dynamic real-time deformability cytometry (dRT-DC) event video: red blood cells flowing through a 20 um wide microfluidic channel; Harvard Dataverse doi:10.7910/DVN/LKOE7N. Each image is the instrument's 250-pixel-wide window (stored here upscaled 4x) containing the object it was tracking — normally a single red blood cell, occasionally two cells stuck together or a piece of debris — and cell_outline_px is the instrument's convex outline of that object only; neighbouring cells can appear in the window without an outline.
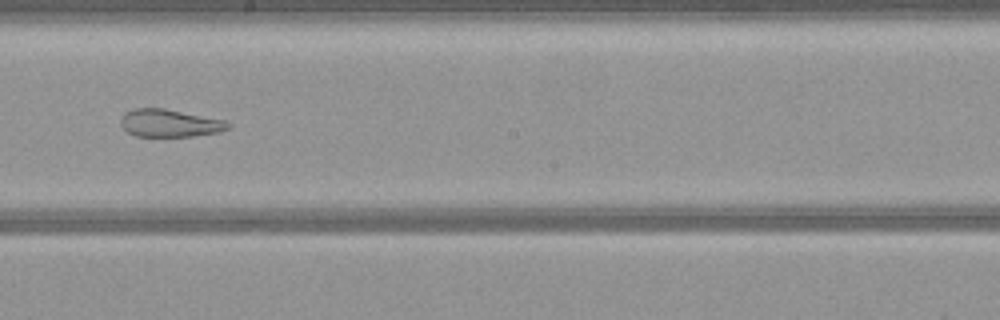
{"species": "common noctule bat (a hibernating species)", "species_latin": "Nyctalus noctula", "temperature_condition": "warm", "stored_images_in_passage": 51, "camera_frame_rate_fps": 3000, "um_per_image_px": 0.085, "animal": {"sex": "female", "body_mass_g": 21.9}, "frame": {"image": 1, "passage_image": 28, "time_ms": 9.0, "image_size_px": [1000, 320], "cell_outline_px": [[232, 124], [228, 128], [220, 132], [192, 136], [136, 136], [128, 132], [120, 124], [120, 120], [124, 112], [132, 108], [164, 108], [224, 120]], "centroid_in_image_um": [14.4, 10.46], "position_along_channel_um": 233.8, "area_um2": 17.28}}
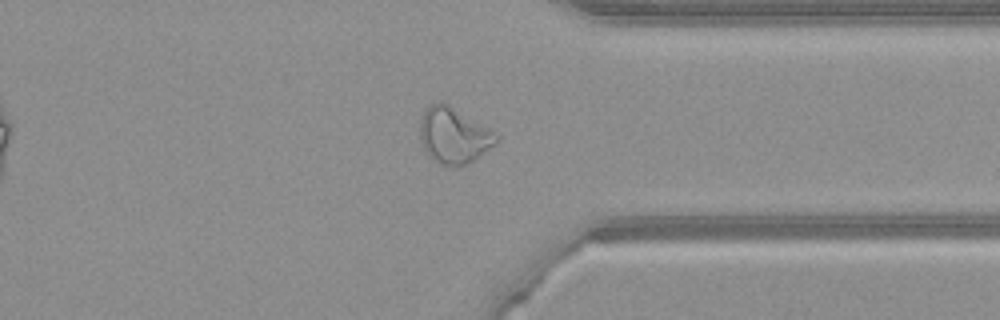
{"frame": {"image": 2, "passage_image": 39, "time_ms": 12.667, "image_size_px": [1000, 320], "cell_outline_px": [[500, 140], [472, 160], [464, 164], [440, 164], [424, 148], [420, 136], [420, 120], [424, 108], [428, 104], [436, 100], [440, 100], [448, 104], [488, 128], [500, 136]], "centroid_in_image_um": [38.54, 11.44], "position_along_channel_um": 372.9, "area_um2": 24.28}}
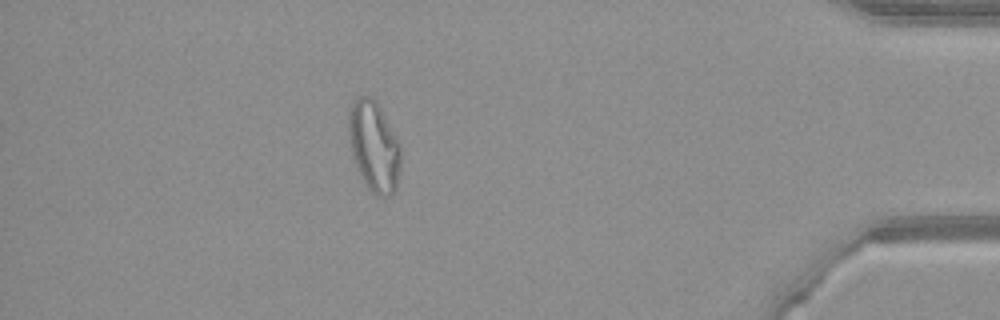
{"frame": {"image": 3, "passage_image": 45, "time_ms": 14.667, "image_size_px": [1000, 320], "cell_outline_px": [[400, 172], [396, 188], [388, 196], [376, 196], [364, 184], [356, 168], [352, 156], [348, 132], [348, 112], [352, 100], [360, 96], [372, 96], [376, 100], [400, 144]], "centroid_in_image_um": [31.76, 12.43], "position_along_channel_um": 403.4, "area_um2": 27.74}}